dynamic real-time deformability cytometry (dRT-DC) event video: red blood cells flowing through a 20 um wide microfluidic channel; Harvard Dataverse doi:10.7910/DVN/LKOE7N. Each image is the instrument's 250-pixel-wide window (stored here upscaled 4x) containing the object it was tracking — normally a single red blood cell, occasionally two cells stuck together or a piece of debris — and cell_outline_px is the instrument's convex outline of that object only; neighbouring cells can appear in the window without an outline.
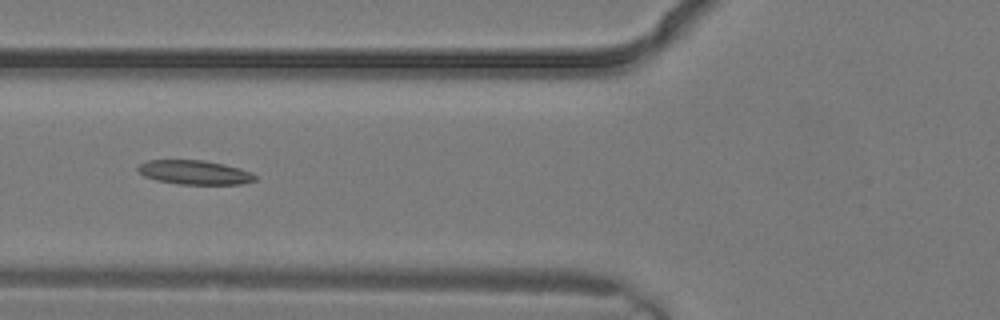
{"species": "common noctule bat (a hibernating species)", "species_latin": "Nyctalus noctula", "temperature_condition": "warm", "stored_images_in_passage": 2, "camera_frame_rate_fps": 3000, "um_per_image_px": 0.085, "animal": {"sex": "male", "body_mass_g": 19.2, "forearm_length_mm": 51.8}, "frame": {"image": 1, "passage_image": 2, "time_ms": 0.333, "image_size_px": [1000, 320], "cell_outline_px": [[256, 180], [240, 184], [180, 184], [156, 180], [144, 176], [136, 168], [140, 164], [148, 160], [204, 160], [224, 164], [240, 168], [252, 172], [256, 176]], "centroid_in_image_um": [16.55, 14.65], "position_along_channel_um": 109.2, "area_um2": 16.47}}